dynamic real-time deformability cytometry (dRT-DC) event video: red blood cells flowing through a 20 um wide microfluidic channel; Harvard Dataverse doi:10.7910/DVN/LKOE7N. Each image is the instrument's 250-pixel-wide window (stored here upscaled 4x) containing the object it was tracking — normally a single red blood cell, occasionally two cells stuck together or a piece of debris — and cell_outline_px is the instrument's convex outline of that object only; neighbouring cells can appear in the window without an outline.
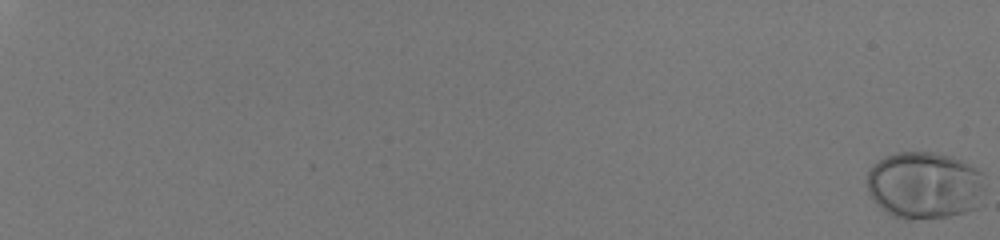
{"species": "human", "species_latin": "Homo sapiens", "temperature_condition": "room temperature", "stored_images_in_passage": 31, "camera_frame_rate_fps": 3000, "um_per_image_px": 0.085, "donor": {"sex": "male"}, "frame": {"image": 1, "passage_image": 1, "time_ms": 0.0, "image_size_px": [1000, 240], "cell_outline_px": [[984, 204], [976, 208], [964, 212], [948, 216], [912, 220], [904, 220], [892, 216], [876, 204], [872, 200], [868, 192], [868, 168], [872, 164], [884, 156], [896, 152], [932, 152], [952, 156], [984, 172]], "centroid_in_image_um": [78.61, 15.76], "position_along_channel_um": 6.4, "area_um2": 47.22}}
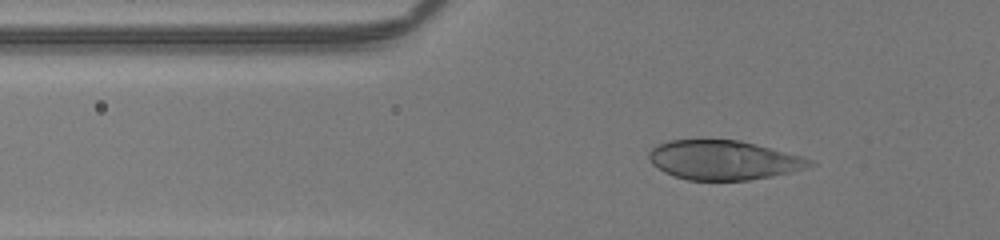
{"frame": {"image": 2, "passage_image": 26, "time_ms": 8.333, "image_size_px": [1000, 240], "cell_outline_px": [[816, 164], [804, 168], [772, 176], [748, 180], [688, 180], [664, 172], [652, 164], [648, 156], [648, 152], [656, 144], [668, 140], [740, 140], [756, 144], [800, 156], [812, 160]], "centroid_in_image_um": [61.45, 13.6], "position_along_channel_um": 64.3, "area_um2": 36.59}}